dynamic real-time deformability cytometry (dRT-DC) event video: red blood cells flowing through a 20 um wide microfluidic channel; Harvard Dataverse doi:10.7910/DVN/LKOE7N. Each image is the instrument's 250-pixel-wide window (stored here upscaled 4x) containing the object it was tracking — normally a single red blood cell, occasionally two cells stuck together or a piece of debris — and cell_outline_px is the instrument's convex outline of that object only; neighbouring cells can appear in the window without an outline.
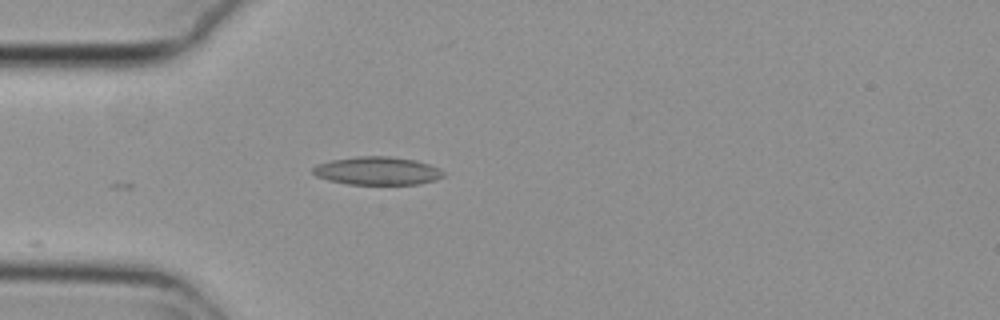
{"species": "common noctule bat (a hibernating species)", "species_latin": "Nyctalus noctula", "temperature_condition": "cold", "stored_images_in_passage": 8, "camera_frame_rate_fps": 3000, "um_per_image_px": 0.085, "animal": {"sex": "female", "body_mass_g": 29.2, "forearm_length_mm": 56.3}, "frame": {"image": 1, "passage_image": 1, "time_ms": 0.0, "image_size_px": [1000, 320], "cell_outline_px": [[444, 176], [436, 180], [420, 184], [348, 184], [328, 180], [316, 176], [312, 172], [312, 168], [316, 164], [332, 160], [356, 156], [388, 156], [416, 160], [440, 168], [444, 172]], "centroid_in_image_um": [32.08, 14.52], "position_along_channel_um": 52.9, "area_um2": 21.5}}
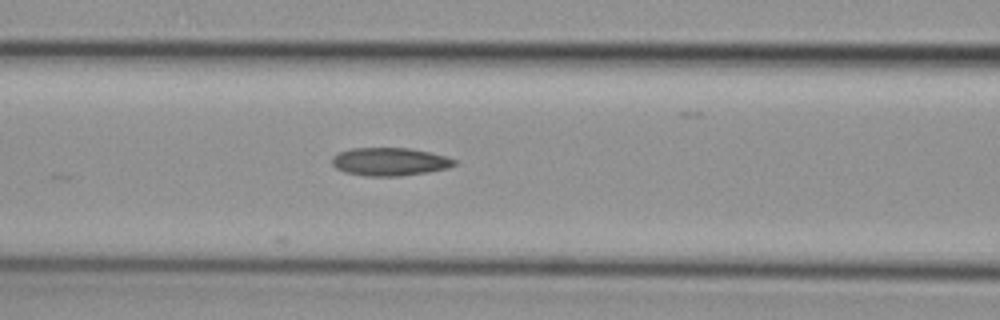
{"frame": {"image": 2, "passage_image": 8, "time_ms": 2.333, "image_size_px": [1000, 320], "cell_outline_px": [[456, 164], [448, 168], [428, 172], [400, 176], [364, 176], [344, 172], [336, 168], [332, 164], [332, 156], [340, 152], [352, 148], [408, 148], [428, 152], [444, 156], [456, 160]], "centroid_in_image_um": [33.1, 13.75], "position_along_channel_um": 133.5, "area_um2": 19.94}}